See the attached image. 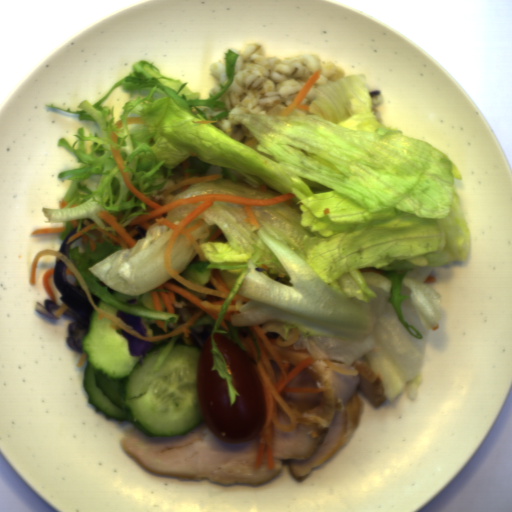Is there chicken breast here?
Returning <instances> with one entry per match:
<instances>
[{
    "label": "chicken breast",
    "instance_id": "1",
    "mask_svg": "<svg viewBox=\"0 0 512 512\" xmlns=\"http://www.w3.org/2000/svg\"><path fill=\"white\" fill-rule=\"evenodd\" d=\"M260 327L269 339H274L282 364H288L287 374L299 362L309 357L317 359L286 388L324 389L321 393L281 392L297 425L290 432H281L273 424V470L267 466L266 448L260 466L255 468L260 434L251 441L226 443L204 421L181 436H148L132 423L119 443L122 450L144 469L165 477L258 486L272 481L288 463L291 475L300 482L349 442L362 414L358 390L372 407L388 399L379 372L362 361L338 364L326 360L309 337L304 339L305 348H295L300 330L290 328L286 337L284 324L279 321H265Z\"/></svg>",
    "mask_w": 512,
    "mask_h": 512
}]
</instances>
